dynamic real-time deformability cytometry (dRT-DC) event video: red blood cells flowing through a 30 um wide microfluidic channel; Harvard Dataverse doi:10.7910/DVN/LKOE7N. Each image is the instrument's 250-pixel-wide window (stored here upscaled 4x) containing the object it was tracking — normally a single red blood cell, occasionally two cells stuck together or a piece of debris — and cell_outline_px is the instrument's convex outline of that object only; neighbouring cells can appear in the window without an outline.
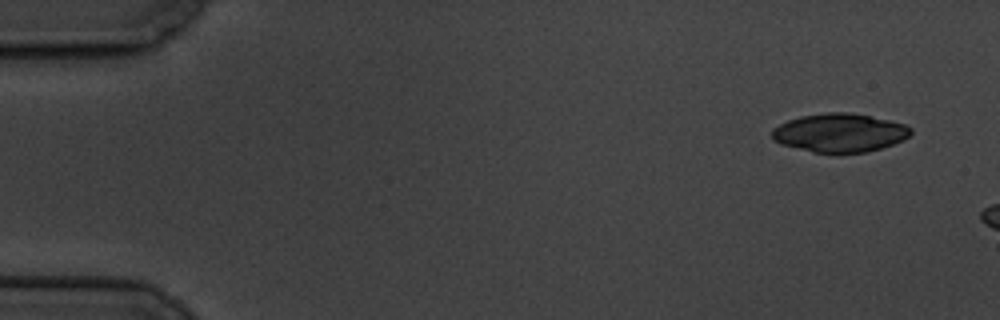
{"species": "common noctule bat (a hibernating species)", "species_latin": "Nyctalus noctula", "temperature_condition": "cold", "stored_images_in_passage": 3, "camera_frame_rate_fps": 3000, "um_per_image_px": 0.085, "animal": {"sex": "male", "body_mass_g": 19.5, "forearm_length_mm": 54.6}, "frame": {"image": 1, "passage_image": 1, "time_ms": 0.0, "image_size_px": [1000, 320], "cell_outline_px": [[912, 132], [904, 140], [868, 152], [840, 156], [836, 156], [812, 152], [780, 144], [772, 140], [772, 128], [788, 120], [800, 116], [828, 112], [848, 112], [888, 120], [904, 124], [912, 128]], "centroid_in_image_um": [71.34, 11.33], "position_along_channel_um": 13.7, "area_um2": 31.91}}